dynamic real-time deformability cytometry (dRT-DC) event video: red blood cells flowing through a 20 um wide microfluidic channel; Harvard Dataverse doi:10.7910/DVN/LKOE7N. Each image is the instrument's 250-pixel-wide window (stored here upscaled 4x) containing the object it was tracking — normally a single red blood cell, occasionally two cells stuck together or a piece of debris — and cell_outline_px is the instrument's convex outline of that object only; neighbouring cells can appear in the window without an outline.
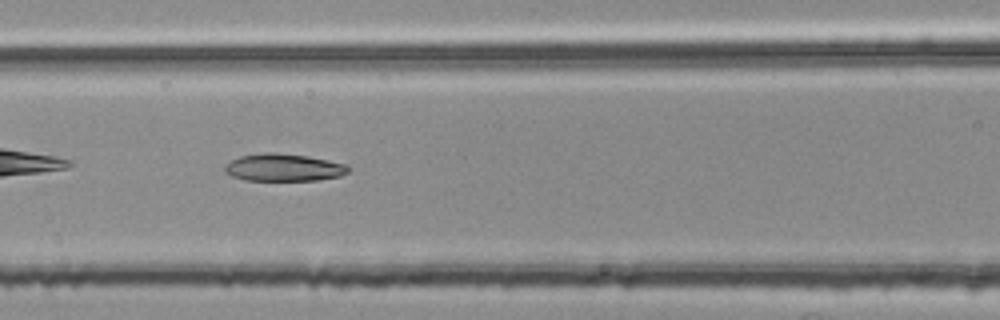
{"species": "common noctule bat (a hibernating species)", "species_latin": "Nyctalus noctula", "temperature_condition": "room temperature", "stored_images_in_passage": 37, "camera_frame_rate_fps": 3000, "um_per_image_px": 0.085, "animal": {"sex": "female", "body_mass_g": 25.1}, "frame": {"image": 1, "passage_image": 7, "time_ms": 2.0, "image_size_px": [1000, 320], "cell_outline_px": [[348, 172], [340, 176], [316, 180], [244, 180], [232, 176], [224, 172], [224, 164], [240, 156], [264, 152], [272, 152], [308, 156], [348, 164]], "centroid_in_image_um": [24.08, 14.23], "position_along_channel_um": 142.5, "area_um2": 19.77}}
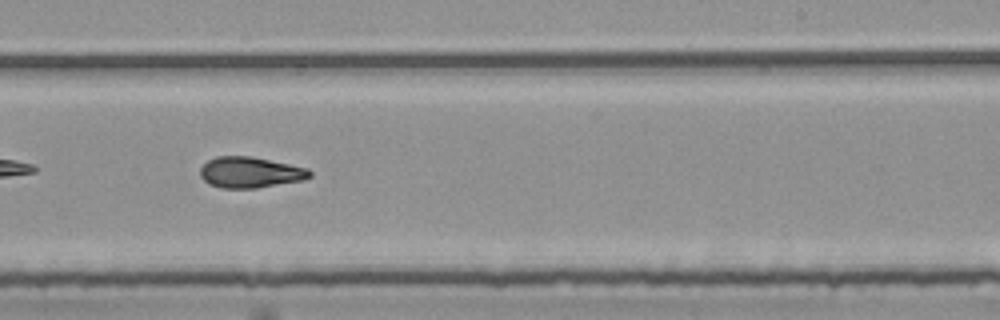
{"frame": {"image": 2, "passage_image": 17, "time_ms": 5.333, "image_size_px": [1000, 320], "cell_outline_px": [[312, 176], [304, 180], [256, 188], [220, 188], [204, 180], [200, 176], [200, 168], [208, 160], [216, 156], [252, 156], [308, 168], [312, 172]], "centroid_in_image_um": [21.28, 14.64], "position_along_channel_um": 267.7, "area_um2": 19.77}}
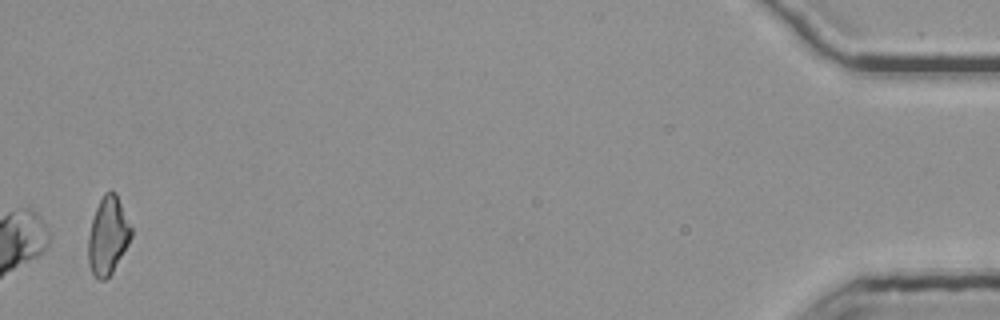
{"frame": {"image": 3, "passage_image": 37, "time_ms": 12.0, "image_size_px": [1000, 320], "cell_outline_px": [[132, 236], [128, 244], [112, 272], [104, 280], [100, 280], [92, 272], [88, 264], [88, 236], [92, 220], [96, 208], [104, 192], [116, 192], [132, 228]], "centroid_in_image_um": [9.17, 20.02], "position_along_channel_um": 426.0, "area_um2": 19.25}, "authors_computed_cell_mechanics": {"area_um2": 19.4208, "velocity_mm_per_s": 3.7664, "shape_relaxation_time_tau1_ms": null, "shape_relaxation_time_tau2_ms": 3.7659, "deformation_change_tau1": null, "deformation_change_tau2": 0.1147}}